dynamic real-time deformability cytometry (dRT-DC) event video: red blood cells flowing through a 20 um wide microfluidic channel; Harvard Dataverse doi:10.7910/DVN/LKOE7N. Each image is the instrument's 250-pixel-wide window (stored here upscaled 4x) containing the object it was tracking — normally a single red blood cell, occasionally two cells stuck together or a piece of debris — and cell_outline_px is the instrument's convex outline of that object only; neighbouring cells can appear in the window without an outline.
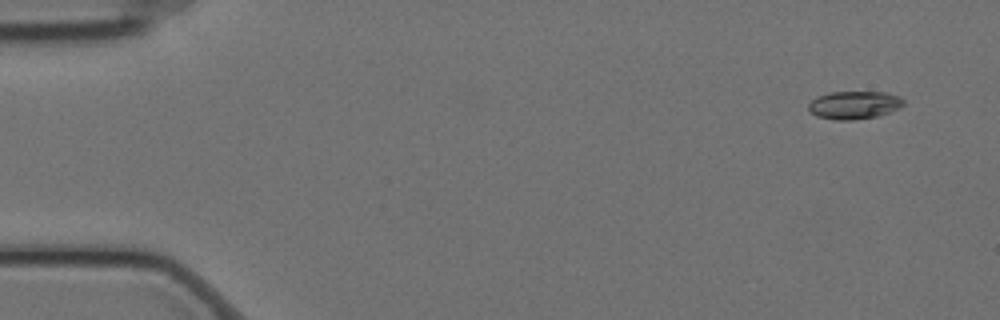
{"species": "Egyptian fruit bat (a non-hibernating species)", "species_latin": "Rousettus aegyptiacus", "temperature_condition": "cold", "stored_images_in_passage": 7, "camera_frame_rate_fps": 3000, "um_per_image_px": 0.085, "animal": {"sex": "female"}, "frame": {"image": 1, "passage_image": 2, "time_ms": 0.333, "image_size_px": [1000, 320], "cell_outline_px": [[904, 104], [900, 108], [880, 116], [852, 120], [836, 120], [816, 116], [808, 108], [808, 104], [816, 96], [828, 92], [888, 92], [900, 96], [904, 100]], "centroid_in_image_um": [72.63, 8.92], "position_along_channel_um": 12.4, "area_um2": 15.72}}
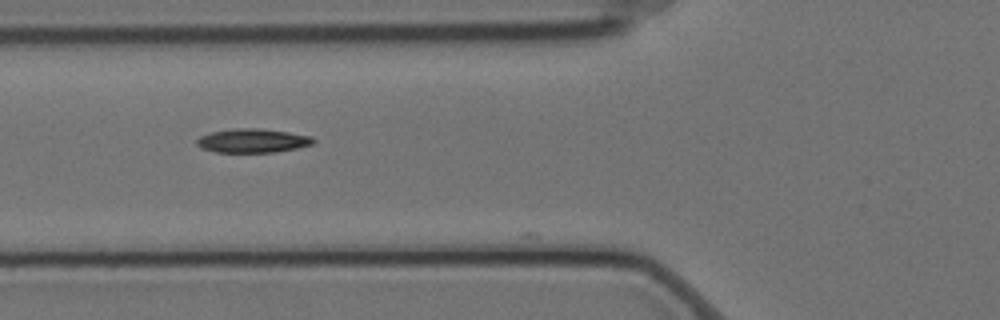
{"frame": {"image": 2, "passage_image": 6, "time_ms": 1.667, "image_size_px": [1000, 320], "cell_outline_px": [[316, 140], [312, 144], [296, 148], [276, 152], [216, 152], [200, 148], [196, 144], [196, 140], [200, 136], [212, 132], [236, 128], [260, 128], [288, 132], [312, 136]], "centroid_in_image_um": [21.47, 11.96], "position_along_channel_um": 104.3, "area_um2": 16.24}}